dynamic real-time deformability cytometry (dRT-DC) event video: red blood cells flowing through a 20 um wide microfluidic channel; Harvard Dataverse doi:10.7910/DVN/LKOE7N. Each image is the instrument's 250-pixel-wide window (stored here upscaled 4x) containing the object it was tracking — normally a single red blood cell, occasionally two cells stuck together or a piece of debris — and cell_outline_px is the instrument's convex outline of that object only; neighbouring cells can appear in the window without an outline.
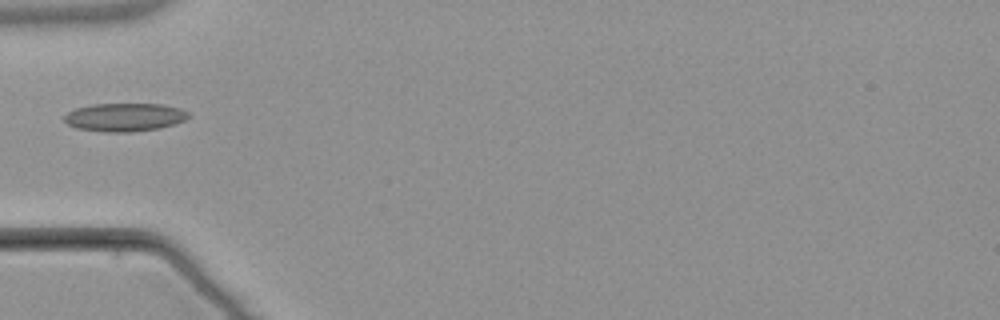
{"species": "common noctule bat (a hibernating species)", "species_latin": "Nyctalus noctula", "temperature_condition": "warm", "stored_images_in_passage": 4, "camera_frame_rate_fps": 3000, "um_per_image_px": 0.085, "animal": {"sex": "male", "body_mass_g": 21.5, "forearm_length_mm": 52.0}, "frame": {"image": 1, "passage_image": 4, "time_ms": 4.667, "image_size_px": [1000, 320], "cell_outline_px": [[188, 116], [184, 120], [172, 124], [156, 128], [128, 132], [108, 132], [76, 128], [68, 124], [64, 120], [64, 116], [68, 112], [76, 108], [92, 104], [160, 104], [180, 108], [188, 112]], "centroid_in_image_um": [10.55, 9.95], "position_along_channel_um": 74.5, "area_um2": 20.11}}